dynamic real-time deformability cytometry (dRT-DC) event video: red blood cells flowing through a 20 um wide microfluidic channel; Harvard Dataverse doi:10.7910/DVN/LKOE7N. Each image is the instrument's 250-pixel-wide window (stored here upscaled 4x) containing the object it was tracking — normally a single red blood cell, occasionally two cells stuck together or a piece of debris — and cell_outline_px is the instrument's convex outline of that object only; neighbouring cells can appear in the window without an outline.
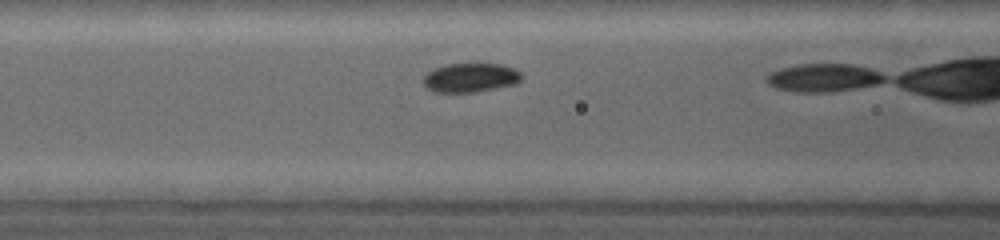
{"species": "common noctule bat (a hibernating species)", "species_latin": "Nyctalus noctula", "temperature_condition": "warm", "stored_images_in_passage": 13, "camera_frame_rate_fps": 5000, "um_per_image_px": 0.085, "animal": {"sex": "female", "body_mass_g": 19.0, "forearm_length_mm": 53.3}, "frame": {"image": 1, "passage_image": 6, "time_ms": 2.0, "image_size_px": [1000, 240], "cell_outline_px": [[524, 76], [516, 84], [476, 92], [432, 92], [424, 88], [424, 76], [428, 72], [436, 68], [448, 64], [500, 64], [512, 68], [520, 72]], "centroid_in_image_um": [39.98, 6.62], "position_along_channel_um": 126.6, "area_um2": 16.65}}